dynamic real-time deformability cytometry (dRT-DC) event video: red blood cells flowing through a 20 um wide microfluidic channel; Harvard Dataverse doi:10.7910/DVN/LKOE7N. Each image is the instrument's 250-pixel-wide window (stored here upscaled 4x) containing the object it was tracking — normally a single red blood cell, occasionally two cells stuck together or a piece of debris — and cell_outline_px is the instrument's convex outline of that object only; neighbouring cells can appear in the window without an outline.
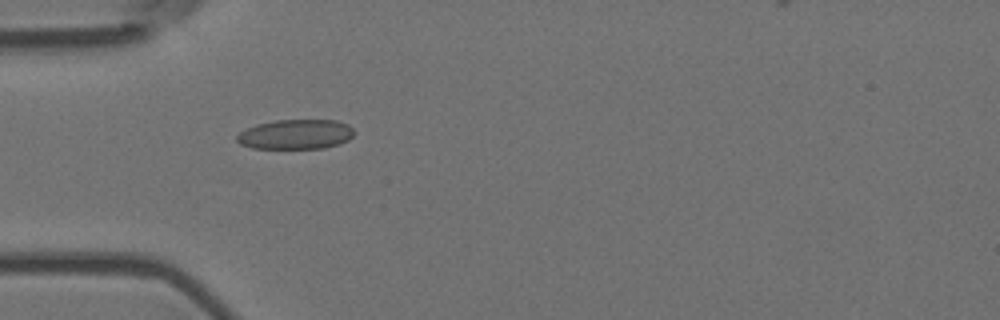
{"species": "Egyptian fruit bat (a non-hibernating species)", "species_latin": "Rousettus aegyptiacus", "temperature_condition": "room temperature", "stored_images_in_passage": 39, "camera_frame_rate_fps": 3000, "um_per_image_px": 0.085, "animal": {"sex": "female"}, "frame": {"image": 1, "passage_image": 1, "time_ms": 0.0, "image_size_px": [1000, 320], "cell_outline_px": [[356, 132], [348, 140], [340, 144], [324, 148], [252, 148], [240, 144], [236, 140], [236, 136], [240, 132], [256, 124], [276, 120], [336, 120], [348, 124]], "centroid_in_image_um": [25.15, 11.41], "position_along_channel_um": 59.8, "area_um2": 20.4}}
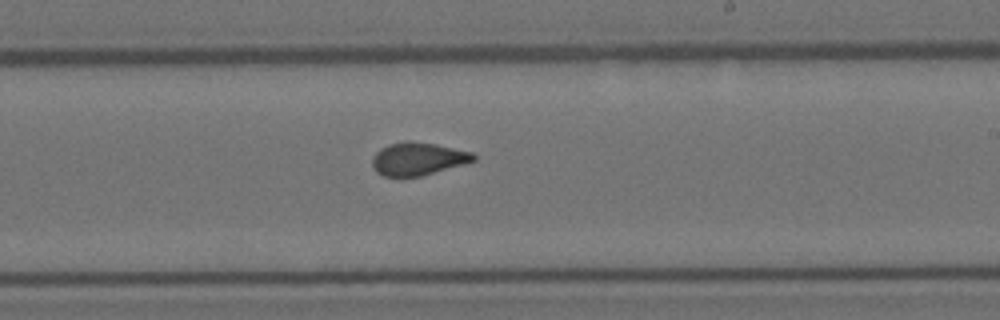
{"frame": {"image": 2, "passage_image": 17, "time_ms": 5.333, "image_size_px": [1000, 320], "cell_outline_px": [[476, 160], [464, 164], [420, 176], [384, 176], [376, 172], [372, 168], [372, 156], [380, 148], [388, 144], [436, 144], [472, 152], [476, 156]], "centroid_in_image_um": [35.52, 13.54], "position_along_channel_um": 253.5, "area_um2": 18.73}}
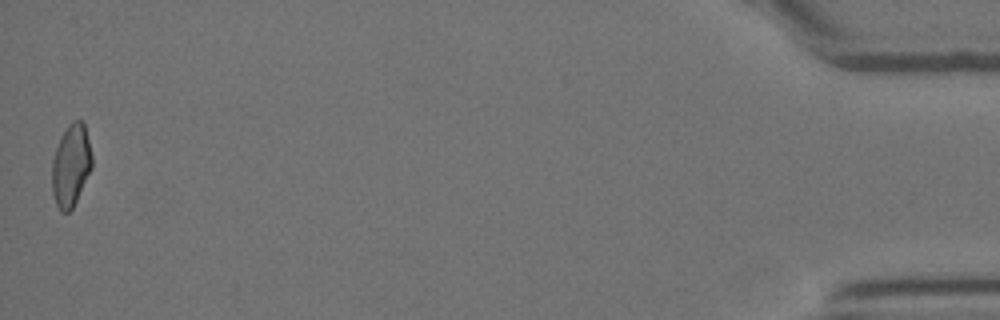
{"frame": {"image": 3, "passage_image": 39, "time_ms": 12.667, "image_size_px": [1000, 320], "cell_outline_px": [[92, 168], [72, 208], [68, 212], [60, 212], [56, 204], [52, 192], [52, 160], [60, 136], [68, 124], [72, 120], [84, 120], [92, 156]], "centroid_in_image_um": [6.03, 14.02], "position_along_channel_um": 429.2, "area_um2": 19.25}, "authors_computed_cell_mechanics": {"area_um2": 19.4208, "velocity_mm_per_s": 3.6799, "shape_relaxation_time_tau1_ms": null, "shape_relaxation_time_tau2_ms": 1.1815, "deformation_change_tau1": null, "deformation_change_tau2": 0.0582}}